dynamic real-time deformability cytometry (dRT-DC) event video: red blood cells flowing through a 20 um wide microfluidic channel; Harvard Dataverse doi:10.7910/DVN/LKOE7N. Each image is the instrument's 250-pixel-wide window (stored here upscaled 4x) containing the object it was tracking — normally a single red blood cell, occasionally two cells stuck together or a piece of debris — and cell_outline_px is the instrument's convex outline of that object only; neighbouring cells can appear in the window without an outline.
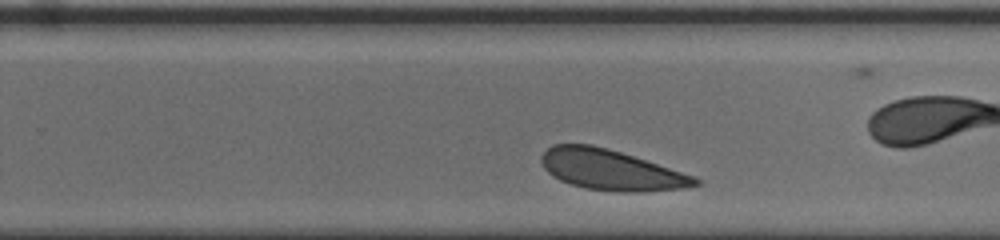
{"species": "human", "species_latin": "Homo sapiens", "temperature_condition": "cold", "stored_images_in_passage": 28, "camera_frame_rate_fps": 3000, "um_per_image_px": 0.085, "donor": {"sex": "female"}, "frame": {"image": 1, "passage_image": 20, "time_ms": 6.333, "image_size_px": [1000, 240], "cell_outline_px": [[700, 184], [680, 188], [644, 192], [620, 192], [584, 188], [560, 180], [548, 172], [544, 168], [540, 160], [540, 156], [552, 144], [592, 144], [608, 148], [692, 176], [700, 180]], "centroid_in_image_um": [51.86, 14.44], "position_along_channel_um": 277.9, "area_um2": 35.72}}
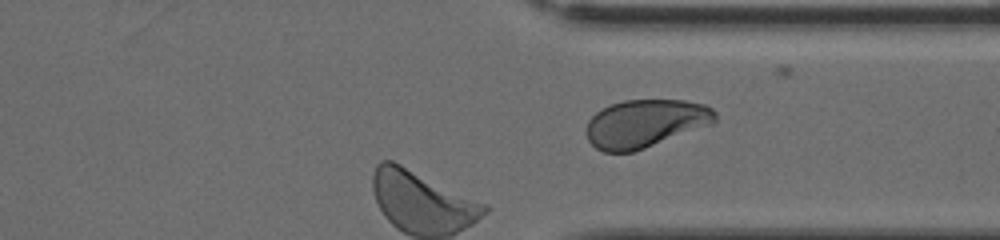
{"frame": {"image": 2, "passage_image": 28, "time_ms": 9.0, "image_size_px": [1000, 240], "cell_outline_px": [[716, 120], [712, 124], [644, 148], [632, 152], [604, 152], [596, 148], [588, 140], [588, 120], [600, 108], [624, 100], [684, 100], [704, 104], [712, 108], [716, 112]], "centroid_in_image_um": [54.86, 10.48], "position_along_channel_um": 356.5, "area_um2": 35.78}}